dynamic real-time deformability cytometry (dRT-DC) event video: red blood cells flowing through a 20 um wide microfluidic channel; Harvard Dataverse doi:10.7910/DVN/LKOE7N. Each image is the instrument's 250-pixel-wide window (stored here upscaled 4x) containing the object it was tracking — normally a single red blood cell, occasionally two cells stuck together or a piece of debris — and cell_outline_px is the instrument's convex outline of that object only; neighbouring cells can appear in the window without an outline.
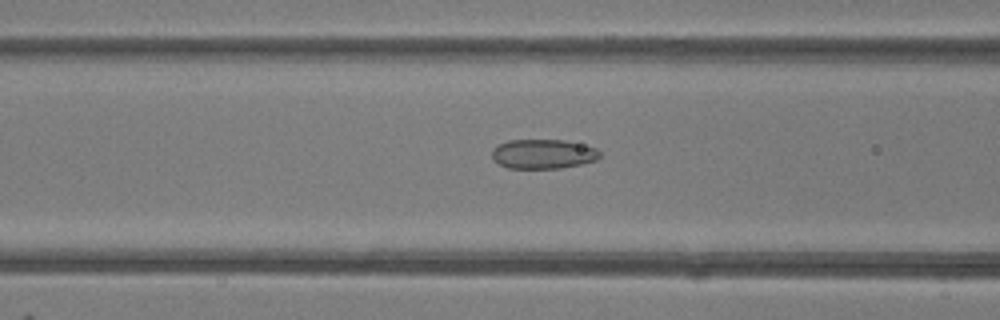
{"species": "common noctule bat (a hibernating species)", "species_latin": "Nyctalus noctula", "temperature_condition": "room temperature", "stored_images_in_passage": 37, "camera_frame_rate_fps": 3000, "um_per_image_px": 0.085, "animal": {"sex": "female"}, "frame": {"image": 1, "passage_image": 10, "time_ms": 3.0, "image_size_px": [1000, 320], "cell_outline_px": [[600, 156], [596, 160], [580, 164], [560, 168], [508, 168], [500, 164], [492, 156], [492, 148], [496, 144], [508, 140], [564, 140], [596, 148], [600, 152]], "centroid_in_image_um": [46.14, 13.08], "position_along_channel_um": 120.5, "area_um2": 18.44}}
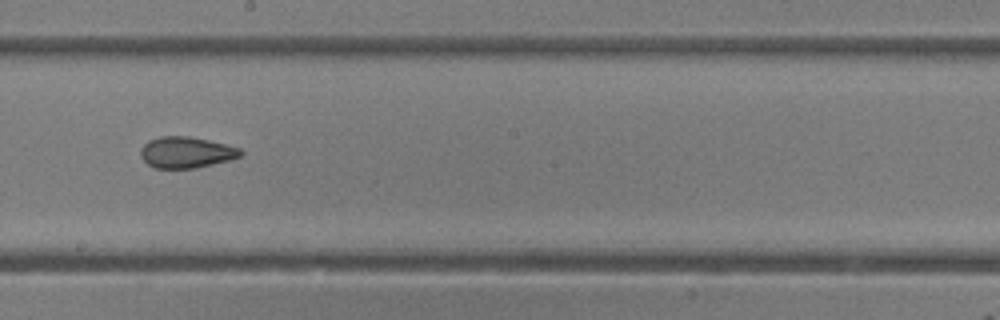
{"frame": {"image": 2, "passage_image": 18, "time_ms": 5.667, "image_size_px": [1000, 320], "cell_outline_px": [[244, 152], [240, 156], [228, 160], [196, 168], [156, 168], [148, 164], [140, 156], [140, 148], [148, 140], [160, 136], [188, 136], [208, 140], [240, 148]], "centroid_in_image_um": [15.8, 12.94], "position_along_channel_um": 232.4, "area_um2": 18.09}}
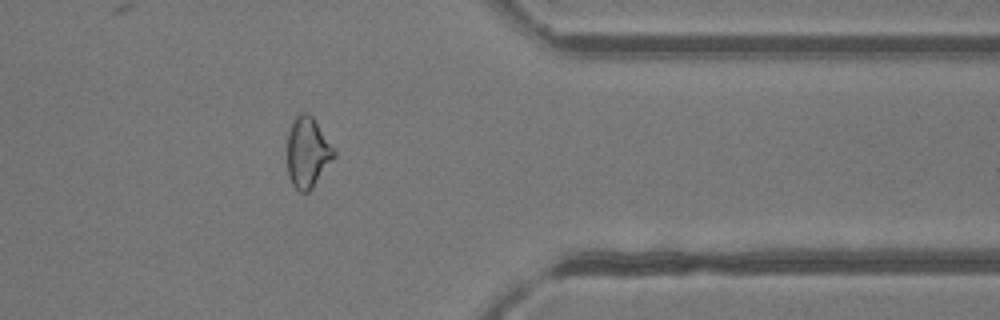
{"frame": {"image": 3, "passage_image": 30, "time_ms": 9.667, "image_size_px": [1000, 320], "cell_outline_px": [[336, 156], [312, 188], [308, 192], [300, 192], [292, 184], [288, 176], [288, 132], [292, 120], [300, 112], [308, 112], [312, 116], [336, 148]], "centroid_in_image_um": [26.17, 12.93], "position_along_channel_um": 385.2, "area_um2": 19.48}, "authors_computed_cell_mechanics": {"area_um2": 18.6116, "velocity_mm_per_s": 4.1955, "shape_relaxation_time_tau1_ms": null, "shape_relaxation_time_tau2_ms": 2.0781, "deformation_change_tau1": null, "deformation_change_tau2": 0.091}}